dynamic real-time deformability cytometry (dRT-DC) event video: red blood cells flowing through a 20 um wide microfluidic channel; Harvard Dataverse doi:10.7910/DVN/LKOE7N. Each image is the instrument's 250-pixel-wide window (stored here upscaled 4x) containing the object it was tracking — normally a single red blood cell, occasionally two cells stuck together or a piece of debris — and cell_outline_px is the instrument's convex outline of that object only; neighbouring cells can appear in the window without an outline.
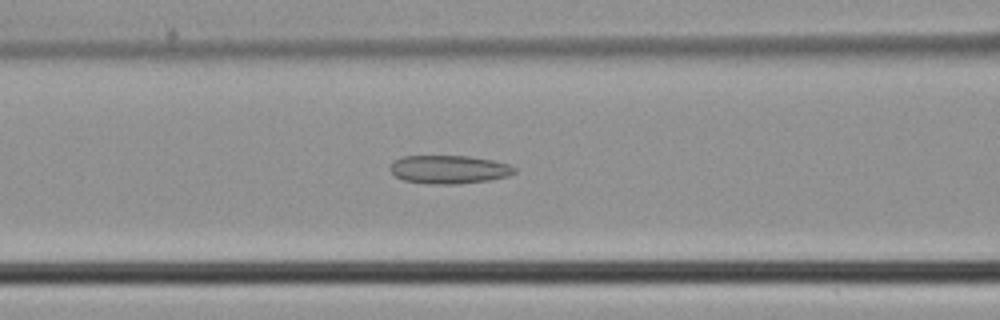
{"species": "common noctule bat (a hibernating species)", "species_latin": "Nyctalus noctula", "temperature_condition": "cold", "stored_images_in_passage": 40, "camera_frame_rate_fps": 3000, "um_per_image_px": 0.085, "animal": {"sex": "male", "body_mass_g": 21.5, "forearm_length_mm": 52.0}, "frame": {"image": 1, "passage_image": 13, "time_ms": 4.0, "image_size_px": [1000, 320], "cell_outline_px": [[516, 172], [508, 176], [488, 180], [456, 184], [428, 184], [404, 180], [396, 176], [388, 168], [392, 160], [404, 156], [468, 156], [492, 160], [508, 164], [516, 168]], "centroid_in_image_um": [38.13, 14.4], "position_along_channel_um": 128.5, "area_um2": 20.58}}
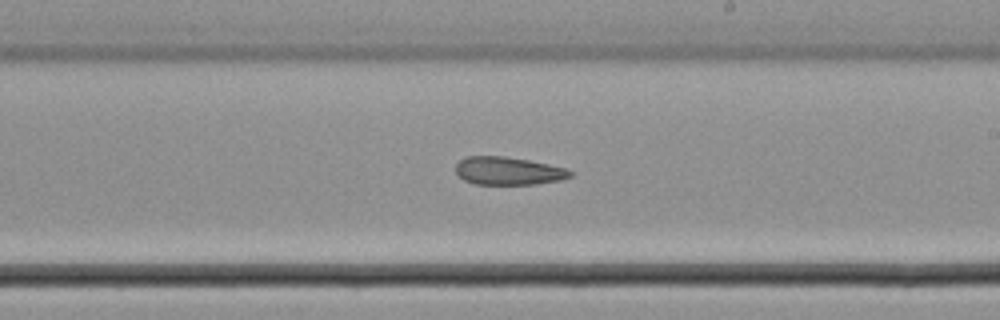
{"frame": {"image": 2, "passage_image": 21, "time_ms": 6.667, "image_size_px": [1000, 320], "cell_outline_px": [[572, 176], [560, 180], [536, 184], [476, 184], [464, 180], [456, 172], [456, 164], [464, 156], [504, 156], [528, 160], [548, 164], [564, 168], [572, 172]], "centroid_in_image_um": [43.18, 14.52], "position_along_channel_um": 245.8, "area_um2": 18.55}}
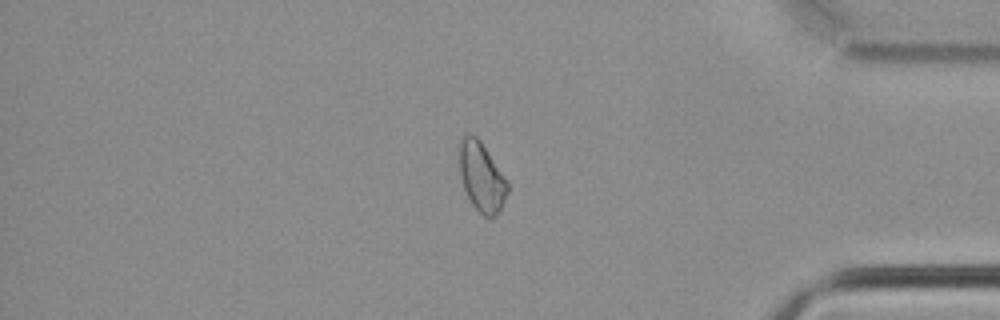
{"frame": {"image": 3, "passage_image": 33, "time_ms": 10.667, "image_size_px": [1000, 320], "cell_outline_px": [[508, 192], [504, 204], [496, 216], [492, 220], [484, 216], [472, 204], [464, 188], [460, 176], [460, 144], [464, 136], [468, 132], [472, 132], [480, 140], [508, 180]], "centroid_in_image_um": [40.97, 15.06], "position_along_channel_um": 394.2, "area_um2": 19.59}}